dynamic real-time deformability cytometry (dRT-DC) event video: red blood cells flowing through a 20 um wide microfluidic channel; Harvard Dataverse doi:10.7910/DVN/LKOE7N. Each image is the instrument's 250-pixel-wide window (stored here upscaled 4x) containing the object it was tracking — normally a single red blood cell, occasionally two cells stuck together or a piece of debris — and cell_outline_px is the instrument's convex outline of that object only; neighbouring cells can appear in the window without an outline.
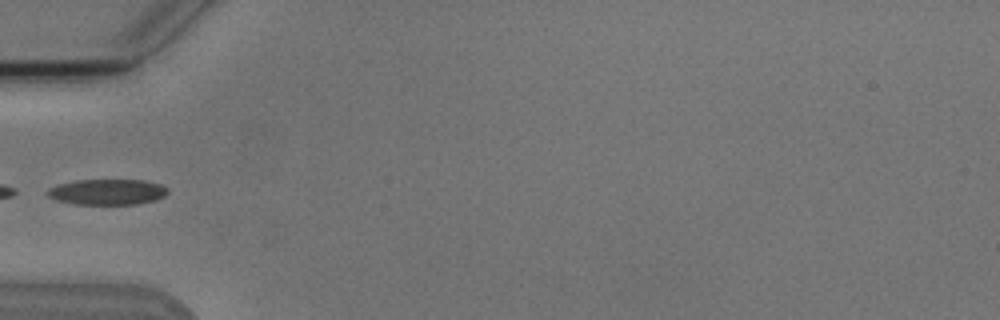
{"species": "Egyptian fruit bat (a non-hibernating species)", "species_latin": "Rousettus aegyptiacus", "temperature_condition": "cold", "stored_images_in_passage": 6, "camera_frame_rate_fps": 3000, "um_per_image_px": 0.085, "animal": {"sex": "male"}, "frame": {"image": 1, "passage_image": 5, "time_ms": 4.667, "image_size_px": [1000, 320], "cell_outline_px": [[168, 192], [164, 196], [156, 200], [136, 204], [76, 204], [56, 200], [48, 196], [44, 192], [48, 188], [60, 184], [76, 180], [144, 180], [160, 184], [168, 188]], "centroid_in_image_um": [9.12, 16.31], "position_along_channel_um": 75.9, "area_um2": 18.03}}